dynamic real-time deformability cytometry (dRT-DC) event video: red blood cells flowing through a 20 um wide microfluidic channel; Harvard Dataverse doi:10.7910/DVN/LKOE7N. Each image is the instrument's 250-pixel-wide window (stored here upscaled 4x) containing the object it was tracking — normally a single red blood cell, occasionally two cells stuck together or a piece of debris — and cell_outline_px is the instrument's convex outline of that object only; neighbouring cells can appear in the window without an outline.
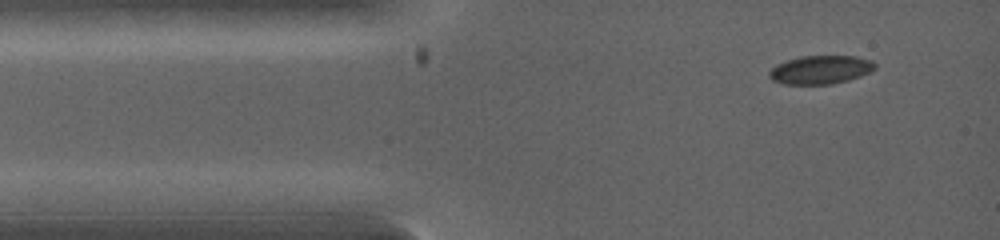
{"species": "common noctule bat (a hibernating species)", "species_latin": "Nyctalus noctula", "temperature_condition": "warm", "stored_images_in_passage": 2, "camera_frame_rate_fps": 5000, "um_per_image_px": 0.085, "animal": {"sex": "female", "body_mass_g": 19.0, "forearm_length_mm": 53.3}, "frame": {"image": 1, "passage_image": 1, "time_ms": 0.0, "image_size_px": [1000, 240], "cell_outline_px": [[876, 68], [860, 76], [848, 80], [832, 84], [784, 84], [772, 80], [768, 76], [768, 72], [776, 64], [800, 56], [856, 56], [872, 60], [876, 64]], "centroid_in_image_um": [69.74, 5.92], "position_along_channel_um": 15.3, "area_um2": 17.57}}